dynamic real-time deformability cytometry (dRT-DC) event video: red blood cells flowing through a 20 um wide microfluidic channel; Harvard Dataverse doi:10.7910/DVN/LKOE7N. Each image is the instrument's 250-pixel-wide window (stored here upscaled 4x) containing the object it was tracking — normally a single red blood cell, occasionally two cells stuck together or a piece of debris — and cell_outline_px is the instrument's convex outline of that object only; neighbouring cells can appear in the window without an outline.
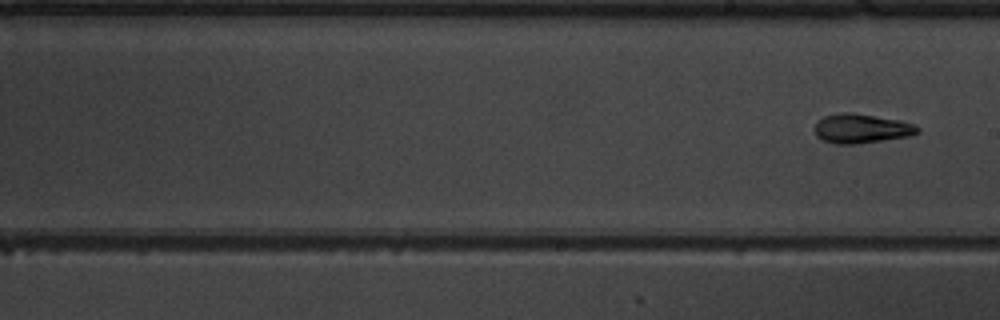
{"species": "common noctule bat (a hibernating species)", "species_latin": "Nyctalus noctula", "temperature_condition": "warm", "stored_images_in_passage": 9, "segment_of_instrument_passage": [2, 2], "camera_frame_rate_fps": 3000, "um_per_image_px": 0.085, "animal": {"sex": "male", "body_mass_g": 19.5, "forearm_length_mm": 54.6}, "frame": {"image": 1, "passage_image": 9, "time_ms": 10.333, "image_size_px": [1000, 320], "cell_outline_px": [[920, 132], [908, 136], [884, 140], [856, 144], [836, 144], [824, 140], [816, 136], [816, 120], [824, 116], [840, 112], [852, 112], [900, 120], [916, 124], [920, 128]], "centroid_in_image_um": [73.24, 10.91], "position_along_channel_um": 215.8, "area_um2": 17.69}}